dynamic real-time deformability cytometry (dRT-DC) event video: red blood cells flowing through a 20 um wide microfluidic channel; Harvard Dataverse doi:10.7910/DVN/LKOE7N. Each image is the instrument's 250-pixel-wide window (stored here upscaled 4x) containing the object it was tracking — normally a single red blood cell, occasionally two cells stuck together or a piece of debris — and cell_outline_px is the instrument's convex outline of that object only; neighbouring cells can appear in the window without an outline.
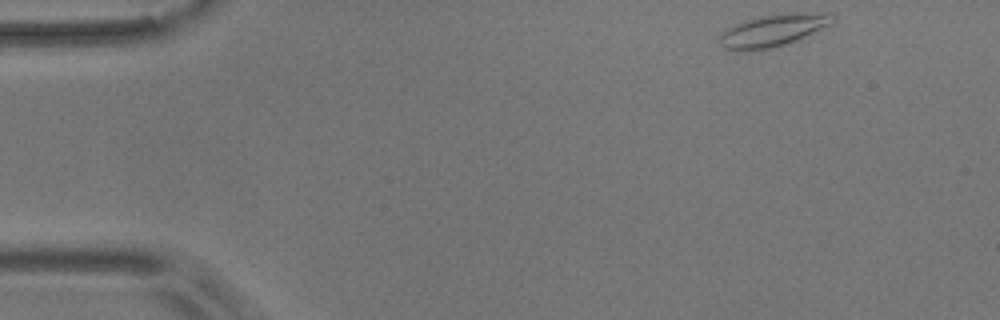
{"species": "common noctule bat (a hibernating species)", "species_latin": "Nyctalus noctula", "temperature_condition": "room temperature", "stored_images_in_passage": 51, "camera_frame_rate_fps": 3000, "um_per_image_px": 0.085, "animal": {"sex": "male", "body_mass_g": 17.9}, "frame": {"image": 1, "passage_image": 1, "time_ms": 0.0, "image_size_px": [1000, 320], "cell_outline_px": [[836, 16], [828, 24], [796, 40], [776, 48], [748, 52], [732, 52], [724, 48], [720, 44], [720, 32], [744, 20], [760, 16], [796, 12]], "centroid_in_image_um": [65.54, 2.64], "position_along_channel_um": 19.5, "area_um2": 20.98}}
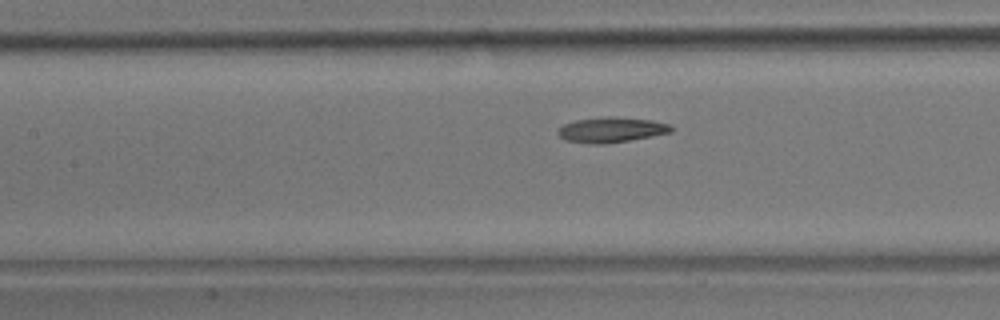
{"frame": {"image": 2, "passage_image": 20, "time_ms": 6.333, "image_size_px": [1000, 320], "cell_outline_px": [[676, 128], [672, 132], [652, 136], [608, 144], [588, 144], [564, 140], [556, 132], [564, 124], [576, 120], [608, 116], [612, 116], [652, 120], [668, 124]], "centroid_in_image_um": [51.97, 11.04], "position_along_channel_um": 155.4, "area_um2": 16.82}}
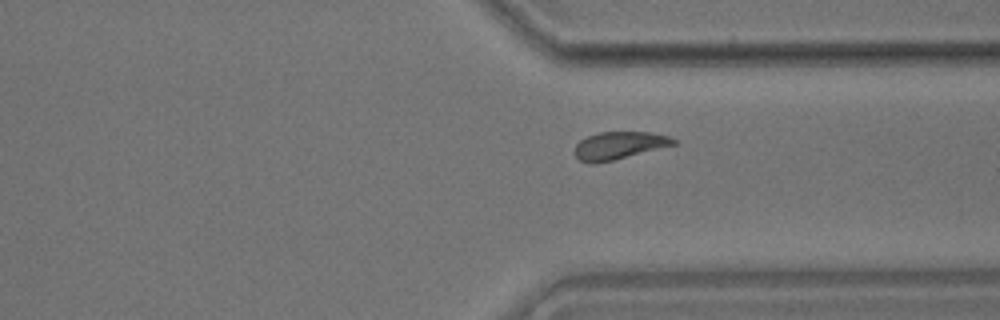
{"frame": {"image": 3, "passage_image": 37, "time_ms": 12.0, "image_size_px": [1000, 320], "cell_outline_px": [[676, 144], [596, 164], [592, 164], [580, 160], [572, 152], [576, 144], [580, 140], [588, 136], [600, 132], [648, 132], [668, 136], [676, 140]], "centroid_in_image_um": [52.56, 12.37], "position_along_channel_um": 358.8, "area_um2": 15.72}, "authors_computed_cell_mechanics": {"area_um2": 16.5886, "velocity_mm_per_s": 3.5878, "shape_relaxation_time_tau1_ms": 4.797, "shape_relaxation_time_tau2_ms": 4.3987, "deformation_change_tau1": 0.1574, "deformation_change_tau2": 0.0962}}